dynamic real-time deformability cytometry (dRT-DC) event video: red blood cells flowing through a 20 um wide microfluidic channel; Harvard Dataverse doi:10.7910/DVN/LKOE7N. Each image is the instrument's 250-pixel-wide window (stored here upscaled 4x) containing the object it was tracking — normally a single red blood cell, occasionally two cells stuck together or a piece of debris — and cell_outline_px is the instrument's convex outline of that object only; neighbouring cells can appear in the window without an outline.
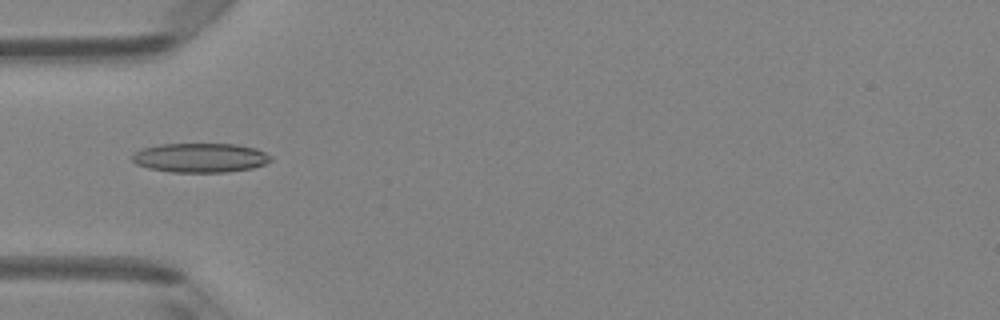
{"species": "Egyptian fruit bat (a non-hibernating species)", "species_latin": "Rousettus aegyptiacus", "temperature_condition": "room temperature", "stored_images_in_passage": 49, "camera_frame_rate_fps": 3000, "um_per_image_px": 0.085, "animal": {"sex": "female"}, "frame": {"image": 1, "passage_image": 16, "time_ms": 5.0, "image_size_px": [1000, 320], "cell_outline_px": [[272, 160], [264, 164], [252, 168], [224, 172], [172, 172], [148, 168], [136, 164], [132, 160], [132, 156], [136, 152], [144, 148], [160, 144], [236, 144], [256, 148], [272, 156]], "centroid_in_image_um": [17.04, 13.41], "position_along_channel_um": 68.0, "area_um2": 23.58}}
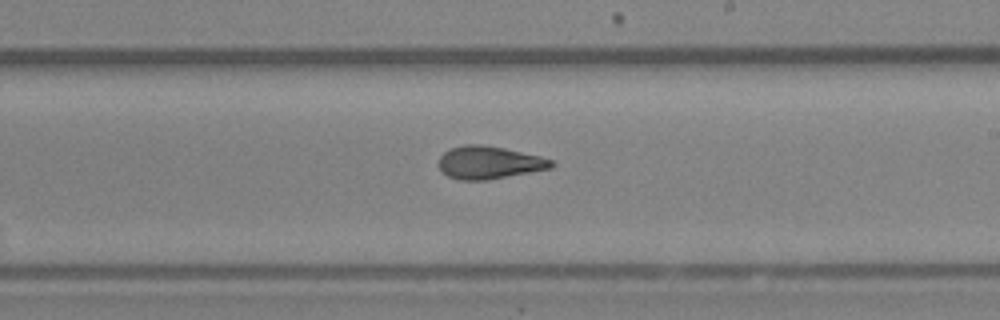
{"frame": {"image": 2, "passage_image": 29, "time_ms": 9.333, "image_size_px": [1000, 320], "cell_outline_px": [[556, 164], [552, 168], [488, 180], [460, 180], [448, 176], [436, 164], [440, 156], [444, 152], [452, 148], [464, 144], [480, 144], [504, 148], [540, 156], [552, 160]], "centroid_in_image_um": [41.57, 13.82], "position_along_channel_um": 247.4, "area_um2": 21.56}}
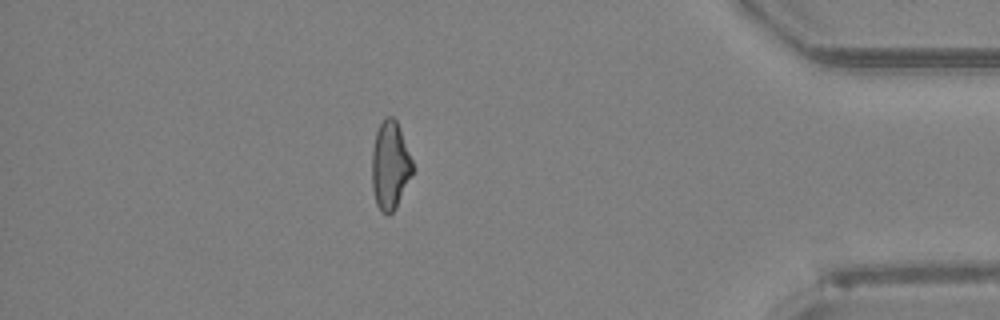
{"frame": {"image": 3, "passage_image": 43, "time_ms": 14.0, "image_size_px": [1000, 320], "cell_outline_px": [[412, 172], [396, 208], [388, 216], [380, 212], [376, 204], [372, 188], [372, 152], [376, 132], [380, 124], [388, 116], [392, 116], [396, 120], [412, 160]], "centroid_in_image_um": [33.13, 14.11], "position_along_channel_um": 402.1, "area_um2": 20.58}, "authors_computed_cell_mechanics": {"area_um2": 21.9062, "velocity_mm_per_s": 4.1529, "shape_relaxation_time_tau1_ms": 6.1593, "shape_relaxation_time_tau2_ms": 2.18, "deformation_change_tau1": 0.174, "deformation_change_tau2": 0.096}}